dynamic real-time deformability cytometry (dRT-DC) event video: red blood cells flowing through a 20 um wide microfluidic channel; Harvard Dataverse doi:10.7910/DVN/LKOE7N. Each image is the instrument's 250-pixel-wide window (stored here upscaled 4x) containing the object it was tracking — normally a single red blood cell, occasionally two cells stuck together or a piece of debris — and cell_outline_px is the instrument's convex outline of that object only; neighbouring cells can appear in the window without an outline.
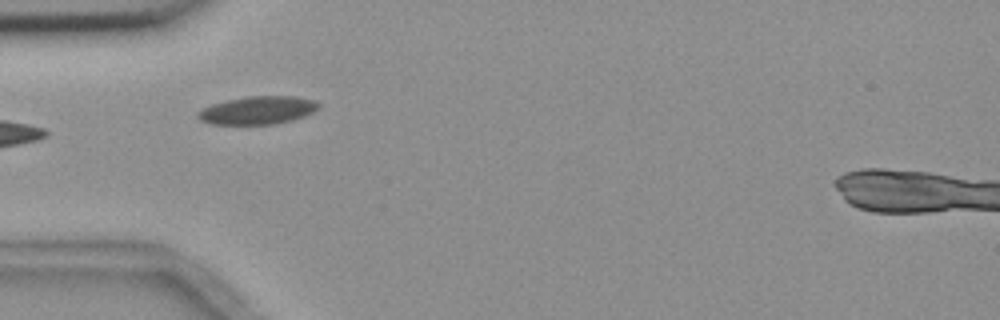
{"species": "common noctule bat (a hibernating species)", "species_latin": "Nyctalus noctula", "temperature_condition": "room temperature", "stored_images_in_passage": 2, "camera_frame_rate_fps": 3000, "um_per_image_px": 0.085, "animal": {"sex": "female", "body_mass_g": 18.4}, "frame": {"image": 1, "passage_image": 2, "time_ms": 1.333, "image_size_px": [1000, 320], "cell_outline_px": [[320, 104], [312, 112], [304, 116], [292, 120], [272, 124], [208, 124], [200, 120], [196, 116], [196, 112], [212, 104], [228, 100], [248, 96], [296, 96], [312, 100]], "centroid_in_image_um": [21.86, 9.37], "position_along_channel_um": 63.1, "area_um2": 19.54}}